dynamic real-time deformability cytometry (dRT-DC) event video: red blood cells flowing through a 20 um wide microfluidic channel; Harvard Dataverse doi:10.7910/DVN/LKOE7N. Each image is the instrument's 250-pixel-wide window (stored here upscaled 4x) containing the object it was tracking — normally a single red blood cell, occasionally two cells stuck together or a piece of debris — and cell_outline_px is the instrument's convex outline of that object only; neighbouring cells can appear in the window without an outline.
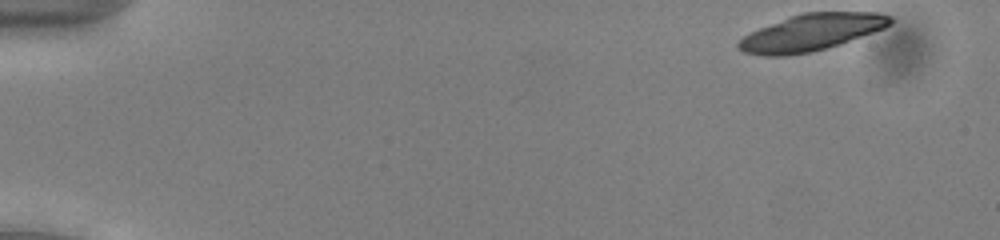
{"species": "common noctule bat (a hibernating species)", "species_latin": "Nyctalus noctula", "temperature_condition": "cold", "stored_images_in_passage": 49, "camera_frame_rate_fps": 3000, "um_per_image_px": 0.085, "animal": {"sex": "male", "body_mass_g": 13.0, "forearm_length_mm": 53.1}, "frame": {"image": 1, "passage_image": 1, "time_ms": 0.0, "image_size_px": [1000, 240], "cell_outline_px": [[892, 20], [884, 28], [840, 44], [808, 52], [784, 56], [764, 56], [744, 52], [736, 48], [736, 44], [744, 36], [760, 28], [792, 16], [804, 12], [876, 12], [892, 16]], "centroid_in_image_um": [68.95, 2.76], "position_along_channel_um": 16.0, "area_um2": 31.91}}
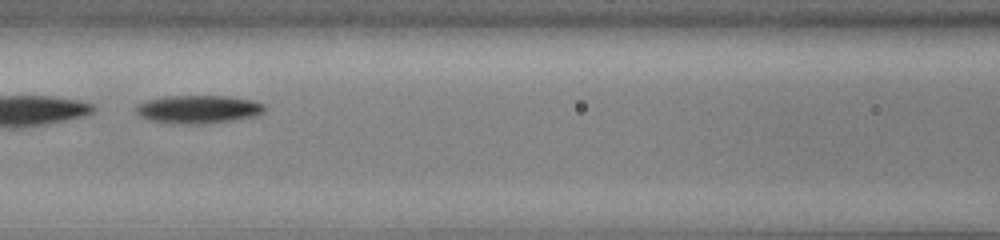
{"frame": {"image": 2, "passage_image": 22, "time_ms": 7.0, "image_size_px": [1000, 240], "cell_outline_px": [[264, 112], [256, 116], [232, 120], [200, 124], [188, 124], [148, 120], [140, 116], [136, 112], [136, 108], [140, 104], [148, 100], [164, 96], [228, 96], [252, 100], [264, 104]], "centroid_in_image_um": [16.88, 9.28], "position_along_channel_um": 149.7, "area_um2": 20.87}}
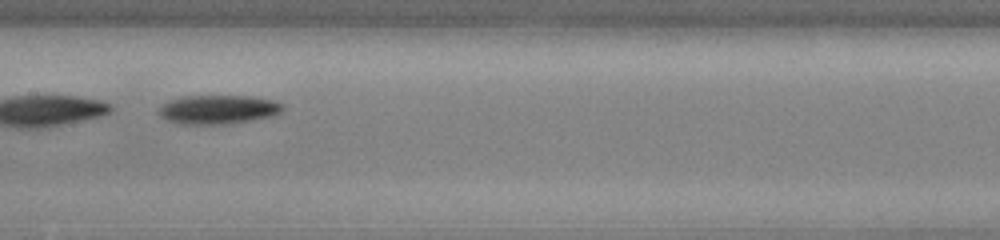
{"frame": {"image": 3, "passage_image": 25, "time_ms": 8.0, "image_size_px": [1000, 240], "cell_outline_px": [[284, 108], [280, 112], [272, 116], [232, 124], [180, 124], [168, 120], [160, 116], [160, 108], [168, 100], [180, 96], [252, 96], [276, 100], [284, 104]], "centroid_in_image_um": [18.59, 9.3], "position_along_channel_um": 188.8, "area_um2": 21.1}, "authors_computed_cell_mechanics": {"area_um2": 21.1548, "velocity_mm_per_s": 3.9178, "shape_relaxation_time_tau1_ms": 1.9976, "shape_relaxation_time_tau2_ms": null, "deformation_change_tau1": 0.099, "deformation_change_tau2": null}}